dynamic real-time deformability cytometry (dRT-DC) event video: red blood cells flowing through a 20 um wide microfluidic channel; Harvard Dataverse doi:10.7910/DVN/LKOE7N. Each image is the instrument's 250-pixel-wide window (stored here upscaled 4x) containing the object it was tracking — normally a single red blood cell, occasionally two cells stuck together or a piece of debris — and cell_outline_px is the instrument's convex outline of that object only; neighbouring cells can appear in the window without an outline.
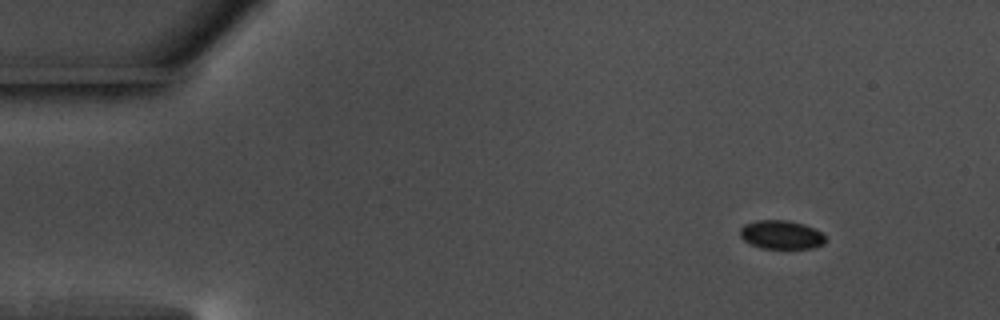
{"species": "common noctule bat (a hibernating species)", "species_latin": "Nyctalus noctula", "temperature_condition": "warm", "stored_images_in_passage": 51, "camera_frame_rate_fps": 3000, "um_per_image_px": 0.085, "animal": {"sex": "male", "body_mass_g": 17.5, "forearm_length_mm": 52.3}, "frame": {"image": 1, "passage_image": 1, "time_ms": 0.0, "image_size_px": [1000, 320], "cell_outline_px": [[824, 244], [812, 248], [760, 248], [744, 240], [740, 236], [740, 228], [744, 224], [756, 220], [788, 220], [804, 224], [820, 232], [824, 236]], "centroid_in_image_um": [66.37, 19.94], "position_along_channel_um": 18.6, "area_um2": 14.16}}
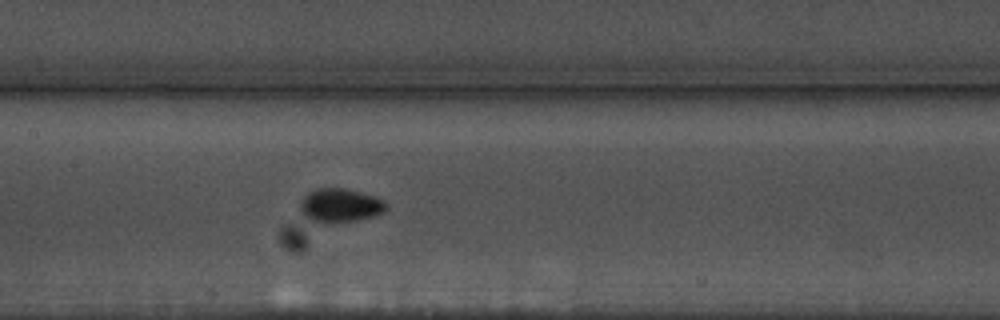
{"frame": {"image": 2, "passage_image": 22, "time_ms": 7.0, "image_size_px": [1000, 320], "cell_outline_px": [[388, 208], [384, 212], [376, 216], [360, 220], [324, 224], [308, 220], [300, 212], [300, 204], [304, 196], [308, 192], [316, 188], [344, 188], [376, 196], [384, 200], [388, 204]], "centroid_in_image_um": [28.93, 17.48], "position_along_channel_um": 178.5, "area_um2": 17.46}}
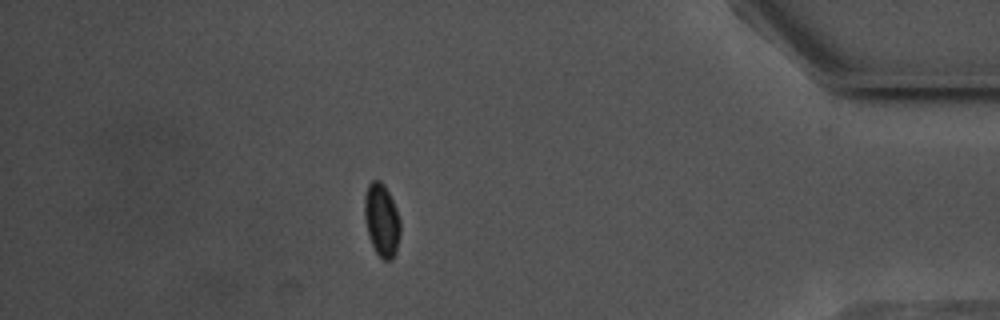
{"frame": {"image": 3, "passage_image": 44, "time_ms": 14.333, "image_size_px": [1000, 320], "cell_outline_px": [[400, 236], [396, 252], [392, 260], [384, 260], [376, 252], [368, 236], [364, 216], [364, 196], [368, 184], [372, 180], [380, 180], [384, 184], [396, 208], [400, 220]], "centroid_in_image_um": [32.44, 18.7], "position_along_channel_um": 402.8, "area_um2": 15.32}, "authors_computed_cell_mechanics": {"area_um2": 15.1436, "velocity_mm_per_s": 3.6554, "shape_relaxation_time_tau1_ms": 1.1718, "shape_relaxation_time_tau2_ms": null, "deformation_change_tau1": 0.0445, "deformation_change_tau2": null}}